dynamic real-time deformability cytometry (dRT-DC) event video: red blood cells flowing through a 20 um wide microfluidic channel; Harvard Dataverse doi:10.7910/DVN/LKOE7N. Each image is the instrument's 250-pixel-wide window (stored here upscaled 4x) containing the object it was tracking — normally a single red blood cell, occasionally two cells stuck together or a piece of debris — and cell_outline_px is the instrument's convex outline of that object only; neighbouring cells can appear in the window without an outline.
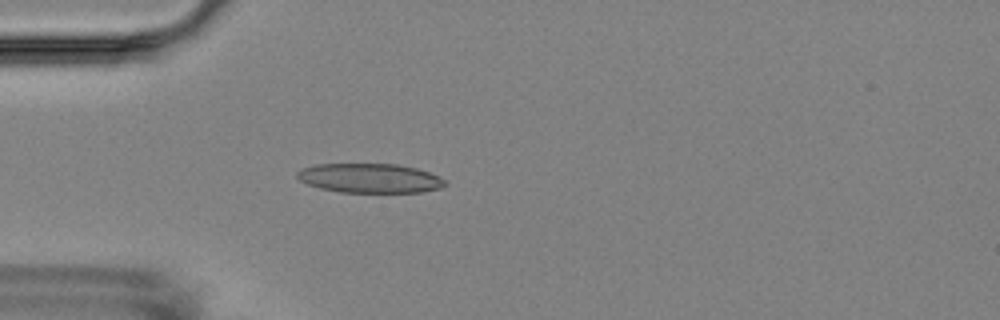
{"species": "Egyptian fruit bat (a non-hibernating species)", "species_latin": "Rousettus aegyptiacus", "temperature_condition": "room temperature", "stored_images_in_passage": 1, "camera_frame_rate_fps": 3000, "um_per_image_px": 0.085, "animal": {"sex": "female"}, "frame": {"image": 1, "passage_image": 1, "time_ms": 0.0, "image_size_px": [1000, 320], "cell_outline_px": [[448, 184], [440, 188], [420, 192], [340, 192], [320, 188], [308, 184], [300, 180], [296, 176], [296, 172], [300, 168], [316, 164], [396, 164], [416, 168], [428, 172], [444, 180]], "centroid_in_image_um": [31.39, 15.14], "position_along_channel_um": 53.6, "area_um2": 25.2}}